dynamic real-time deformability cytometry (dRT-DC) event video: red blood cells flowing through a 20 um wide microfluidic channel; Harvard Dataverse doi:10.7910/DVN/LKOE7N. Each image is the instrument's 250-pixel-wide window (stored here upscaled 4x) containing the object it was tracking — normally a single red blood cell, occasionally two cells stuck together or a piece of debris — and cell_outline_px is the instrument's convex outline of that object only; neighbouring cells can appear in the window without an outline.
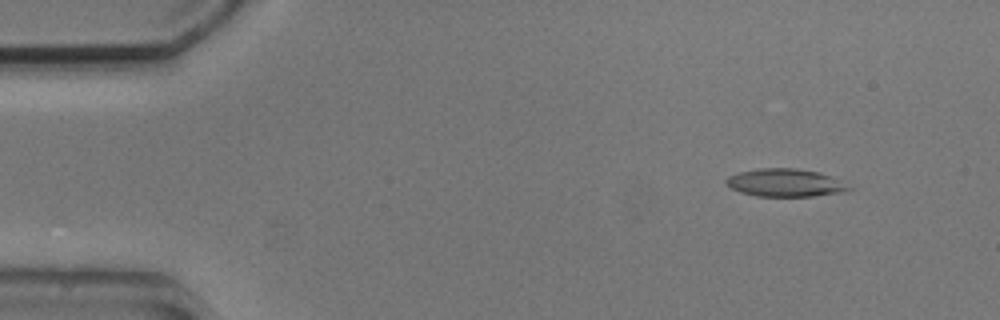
{"species": "common noctule bat (a hibernating species)", "species_latin": "Nyctalus noctula", "temperature_condition": "cold", "stored_images_in_passage": 6, "camera_frame_rate_fps": 3000, "um_per_image_px": 0.085, "animal": {"sex": "male", "body_mass_g": 20.5, "forearm_length_mm": 52.5}, "frame": {"image": 1, "passage_image": 2, "time_ms": 1.333, "image_size_px": [1000, 320], "cell_outline_px": [[852, 188], [844, 192], [812, 196], [756, 196], [740, 192], [724, 184], [724, 180], [728, 176], [740, 172], [760, 168], [796, 168], [820, 172]], "centroid_in_image_um": [66.67, 15.53], "position_along_channel_um": 18.3, "area_um2": 19.71}}
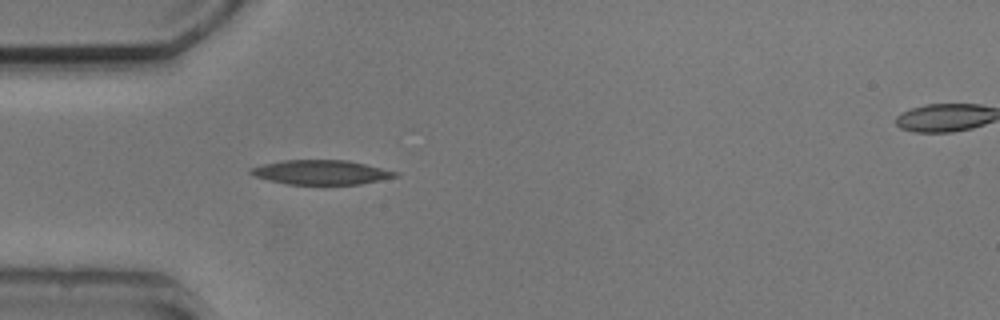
{"frame": {"image": 2, "passage_image": 5, "time_ms": 4.667, "image_size_px": [1000, 320], "cell_outline_px": [[400, 176], [360, 184], [288, 184], [256, 176], [248, 172], [248, 168], [264, 164], [284, 160], [348, 160], [400, 172]], "centroid_in_image_um": [27.35, 14.64], "position_along_channel_um": 57.7, "area_um2": 20.46}}